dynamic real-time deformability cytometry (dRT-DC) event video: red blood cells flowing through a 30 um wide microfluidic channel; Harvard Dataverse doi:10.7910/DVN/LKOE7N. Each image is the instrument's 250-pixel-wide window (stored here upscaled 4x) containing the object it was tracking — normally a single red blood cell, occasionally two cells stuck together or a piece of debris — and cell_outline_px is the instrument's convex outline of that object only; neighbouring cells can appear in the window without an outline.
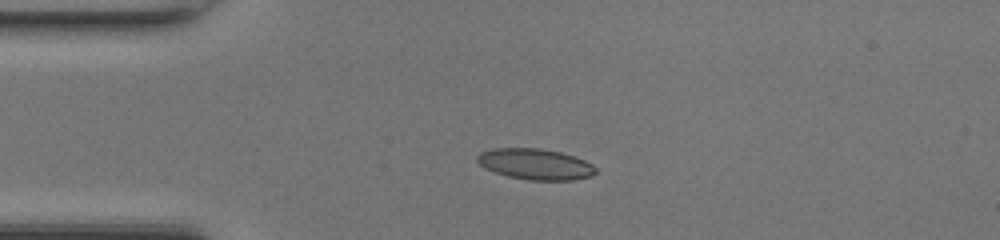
{"species": "common noctule bat (a hibernating species)", "species_latin": "Nyctalus noctula", "temperature_condition": "room temperature", "stored_images_in_passage": 47, "camera_frame_rate_fps": 3000, "um_per_image_px": 0.085, "animal": {"sex": "female", "body_mass_g": 17.0, "forearm_length_mm": 48.0}, "frame": {"image": 1, "passage_image": 11, "time_ms": 3.333, "image_size_px": [1000, 240], "cell_outline_px": [[596, 172], [592, 176], [572, 180], [528, 180], [508, 176], [496, 172], [480, 164], [476, 160], [476, 156], [480, 152], [492, 148], [540, 148], [560, 152], [584, 160], [592, 164], [596, 168]], "centroid_in_image_um": [45.51, 13.95], "position_along_channel_um": 39.5, "area_um2": 21.21}}
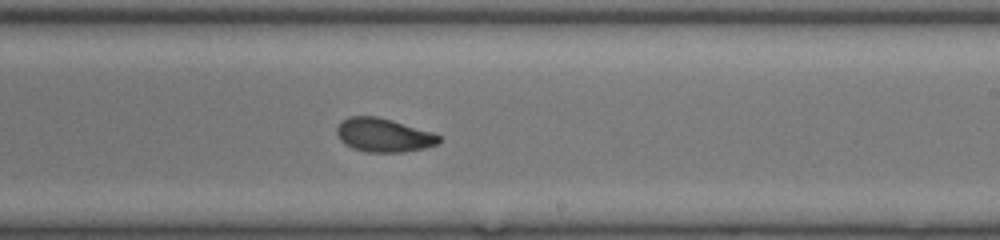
{"frame": {"image": 2, "passage_image": 28, "time_ms": 9.0, "image_size_px": [1000, 240], "cell_outline_px": [[440, 140], [436, 144], [424, 148], [404, 152], [368, 152], [352, 148], [344, 144], [340, 140], [336, 132], [336, 128], [340, 120], [348, 116], [376, 116], [392, 120], [432, 132], [440, 136]], "centroid_in_image_um": [32.55, 11.48], "position_along_channel_um": 256.4, "area_um2": 20.11}}
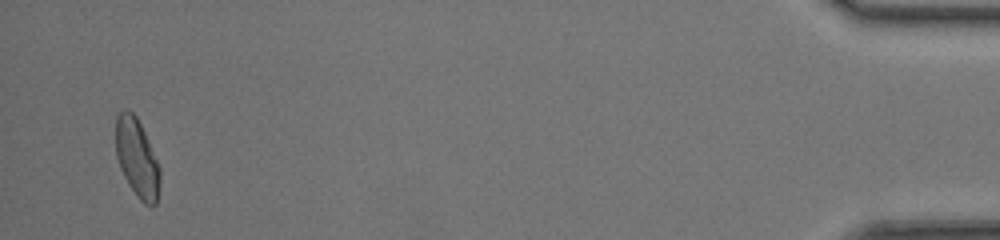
{"frame": {"image": 3, "passage_image": 46, "time_ms": 15.0, "image_size_px": [1000, 240], "cell_outline_px": [[160, 180], [156, 204], [144, 204], [136, 196], [128, 184], [120, 168], [116, 156], [116, 116], [124, 108], [128, 108], [136, 116], [144, 132], [160, 168]], "centroid_in_image_um": [11.62, 13.42], "position_along_channel_um": 423.6, "area_um2": 20.06}, "authors_computed_cell_mechanics": {"area_um2": 20.3456, "velocity_mm_per_s": 4.3098, "shape_relaxation_time_tau1_ms": 6.4509, "shape_relaxation_time_tau2_ms": 1.756, "deformation_change_tau1": 0.1937, "deformation_change_tau2": 0.0546}}